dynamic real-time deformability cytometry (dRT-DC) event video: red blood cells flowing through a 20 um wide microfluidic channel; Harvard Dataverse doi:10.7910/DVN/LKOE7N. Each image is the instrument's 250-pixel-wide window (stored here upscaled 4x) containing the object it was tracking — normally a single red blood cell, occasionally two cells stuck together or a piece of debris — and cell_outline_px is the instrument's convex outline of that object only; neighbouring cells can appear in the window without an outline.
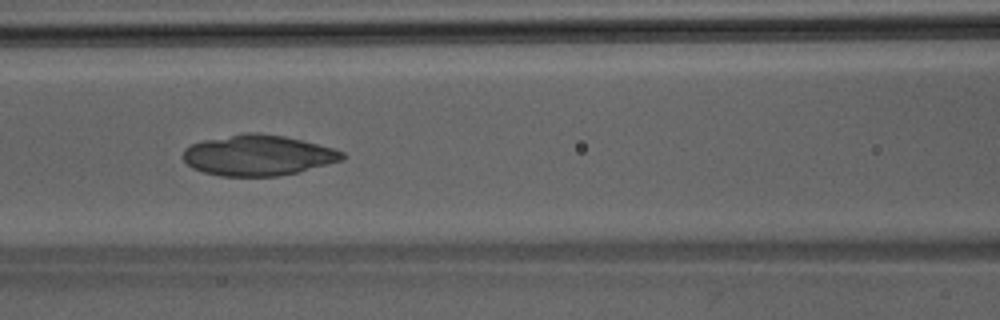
{"species": "Egyptian fruit bat (a non-hibernating species)", "species_latin": "Rousettus aegyptiacus", "temperature_condition": "room temperature", "stored_images_in_passage": 47, "camera_frame_rate_fps": 3000, "um_per_image_px": 0.085, "animal": {"sex": "male"}, "frame": {"image": 1, "passage_image": 21, "time_ms": 6.667, "image_size_px": [1000, 320], "cell_outline_px": [[344, 160], [300, 172], [276, 176], [220, 176], [204, 172], [192, 168], [184, 160], [184, 148], [192, 144], [204, 140], [244, 132], [260, 132], [284, 136], [332, 148], [344, 152]], "centroid_in_image_um": [21.94, 13.2], "position_along_channel_um": 144.7, "area_um2": 37.69}}
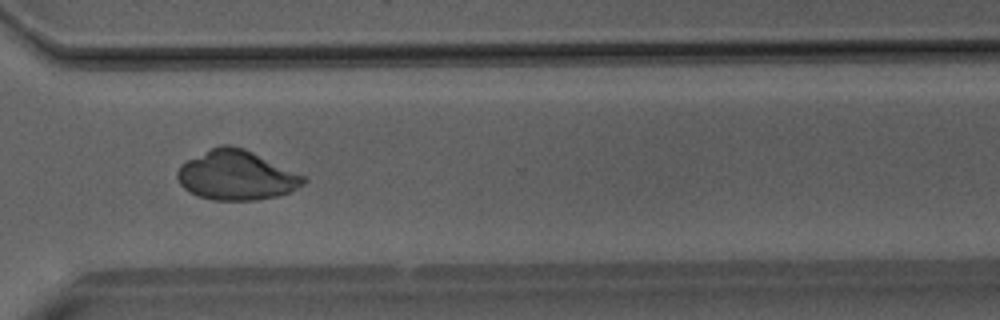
{"frame": {"image": 2, "passage_image": 35, "time_ms": 11.333, "image_size_px": [1000, 320], "cell_outline_px": [[308, 180], [304, 184], [288, 192], [276, 196], [256, 200], [212, 200], [200, 196], [184, 188], [180, 184], [176, 176], [176, 172], [180, 164], [220, 144], [228, 144], [244, 148], [308, 176]], "centroid_in_image_um": [20.13, 14.89], "position_along_channel_um": 350.5, "area_um2": 36.47}}
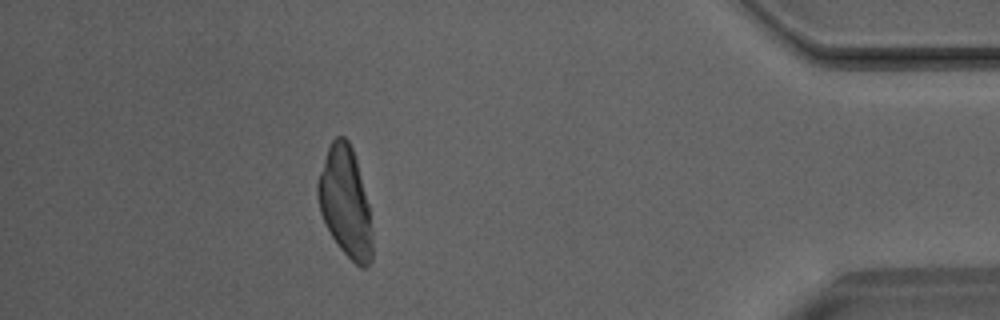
{"frame": {"image": 3, "passage_image": 42, "time_ms": 13.667, "image_size_px": [1000, 320], "cell_outline_px": [[372, 260], [364, 268], [360, 268], [340, 248], [332, 236], [320, 212], [316, 192], [316, 184], [328, 148], [332, 140], [336, 136], [344, 136], [348, 140], [352, 148], [356, 160], [368, 204], [372, 232]], "centroid_in_image_um": [29.35, 17.19], "position_along_channel_um": 405.9, "area_um2": 34.45}}